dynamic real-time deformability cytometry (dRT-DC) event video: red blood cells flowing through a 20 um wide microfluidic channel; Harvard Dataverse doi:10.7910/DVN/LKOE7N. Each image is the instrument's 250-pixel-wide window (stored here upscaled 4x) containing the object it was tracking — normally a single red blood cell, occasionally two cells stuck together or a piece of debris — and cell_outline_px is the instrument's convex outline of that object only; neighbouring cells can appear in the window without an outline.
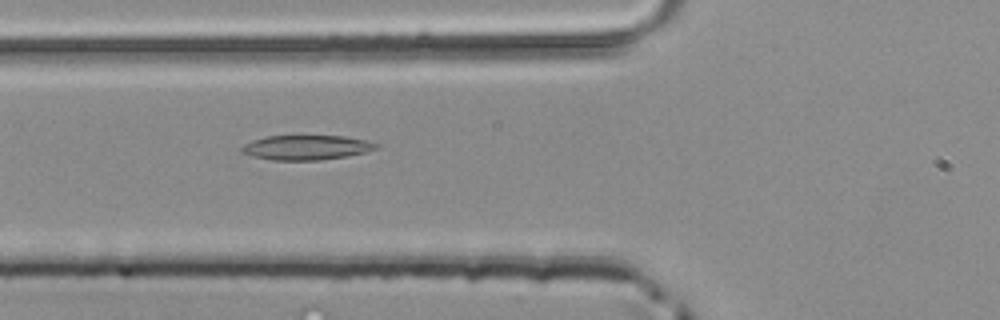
{"species": "common noctule bat (a hibernating species)", "species_latin": "Nyctalus noctula", "temperature_condition": "room temperature", "stored_images_in_passage": 40, "camera_frame_rate_fps": 3000, "um_per_image_px": 0.085, "animal": {"sex": "male", "body_mass_g": 20.4}, "frame": {"image": 1, "passage_image": 9, "time_ms": 2.667, "image_size_px": [1000, 320], "cell_outline_px": [[380, 148], [364, 152], [344, 156], [320, 160], [272, 160], [252, 156], [240, 152], [240, 148], [244, 144], [252, 140], [268, 136], [344, 136], [364, 140], [380, 144]], "centroid_in_image_um": [26.02, 12.53], "position_along_channel_um": 99.8, "area_um2": 19.25}}
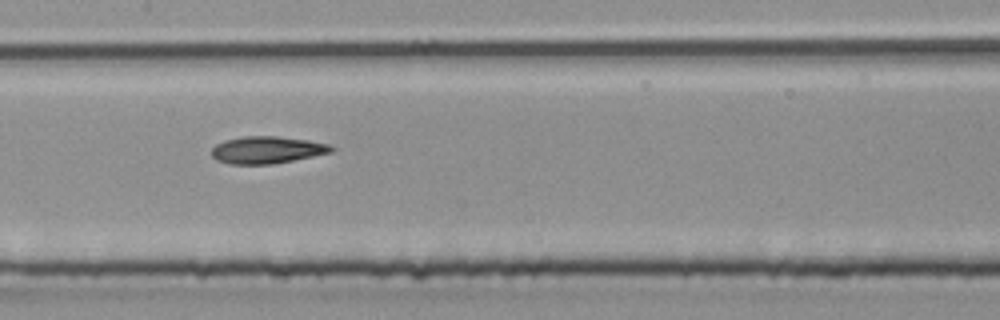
{"frame": {"image": 2, "passage_image": 15, "time_ms": 4.667, "image_size_px": [1000, 320], "cell_outline_px": [[336, 148], [332, 152], [272, 164], [228, 164], [216, 160], [212, 156], [212, 148], [216, 144], [224, 140], [244, 136], [276, 136], [308, 140], [328, 144]], "centroid_in_image_um": [22.67, 12.74], "position_along_channel_um": 184.7, "area_um2": 18.9}}
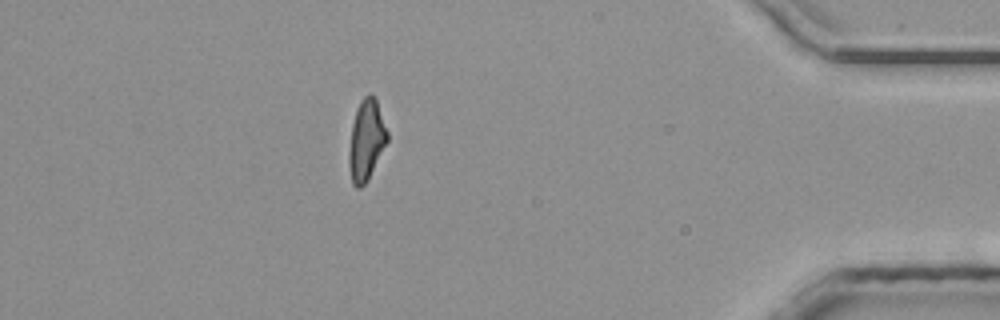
{"frame": {"image": 3, "passage_image": 34, "time_ms": 11.0, "image_size_px": [1000, 320], "cell_outline_px": [[388, 140], [368, 180], [360, 188], [356, 188], [352, 184], [348, 164], [348, 152], [352, 124], [356, 108], [360, 100], [368, 92], [372, 92], [376, 96], [388, 132]], "centroid_in_image_um": [31.13, 11.87], "position_along_channel_um": 404.1, "area_um2": 18.44}}